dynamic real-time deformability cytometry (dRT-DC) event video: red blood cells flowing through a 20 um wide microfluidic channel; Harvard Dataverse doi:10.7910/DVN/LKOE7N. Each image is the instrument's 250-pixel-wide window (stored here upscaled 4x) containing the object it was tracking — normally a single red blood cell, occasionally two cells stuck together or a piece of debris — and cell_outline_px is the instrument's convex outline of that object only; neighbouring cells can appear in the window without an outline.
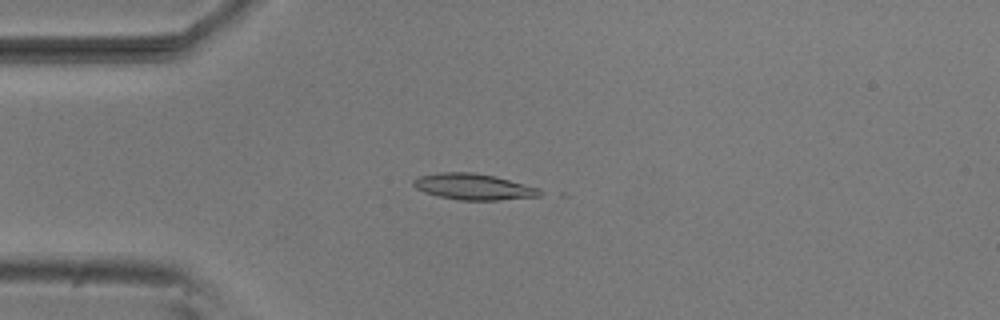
{"species": "common noctule bat (a hibernating species)", "species_latin": "Nyctalus noctula", "temperature_condition": "room temperature", "stored_images_in_passage": 6, "camera_frame_rate_fps": 3000, "um_per_image_px": 0.085, "animal": {"sex": "male", "body_mass_g": 20.5, "forearm_length_mm": 52.5}, "frame": {"image": 1, "passage_image": 4, "time_ms": 1.0, "image_size_px": [1000, 320], "cell_outline_px": [[544, 192], [540, 196], [500, 200], [460, 200], [440, 196], [424, 192], [416, 188], [412, 184], [412, 180], [420, 176], [440, 172], [472, 172], [496, 176], [536, 188]], "centroid_in_image_um": [40.22, 15.87], "position_along_channel_um": 44.8, "area_um2": 19.07}}
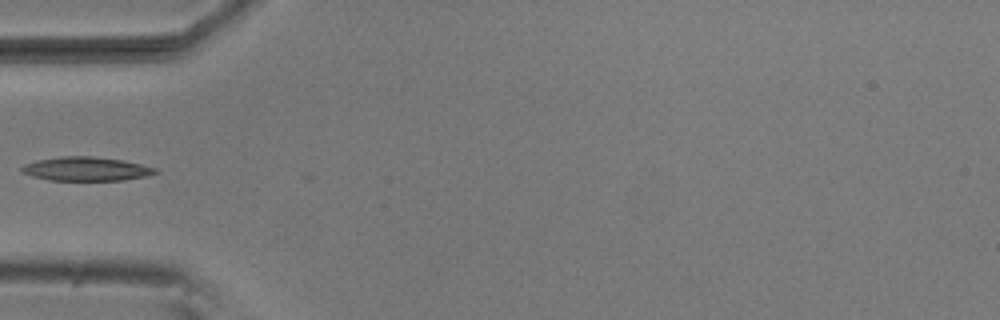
{"frame": {"image": 2, "passage_image": 5, "time_ms": 1.333, "image_size_px": [1000, 320], "cell_outline_px": [[160, 172], [144, 176], [124, 180], [48, 180], [32, 176], [20, 172], [20, 168], [24, 164], [36, 160], [60, 156], [92, 156], [120, 160], [140, 164], [156, 168]], "centroid_in_image_um": [7.27, 14.35], "position_along_channel_um": 77.7, "area_um2": 18.55}}